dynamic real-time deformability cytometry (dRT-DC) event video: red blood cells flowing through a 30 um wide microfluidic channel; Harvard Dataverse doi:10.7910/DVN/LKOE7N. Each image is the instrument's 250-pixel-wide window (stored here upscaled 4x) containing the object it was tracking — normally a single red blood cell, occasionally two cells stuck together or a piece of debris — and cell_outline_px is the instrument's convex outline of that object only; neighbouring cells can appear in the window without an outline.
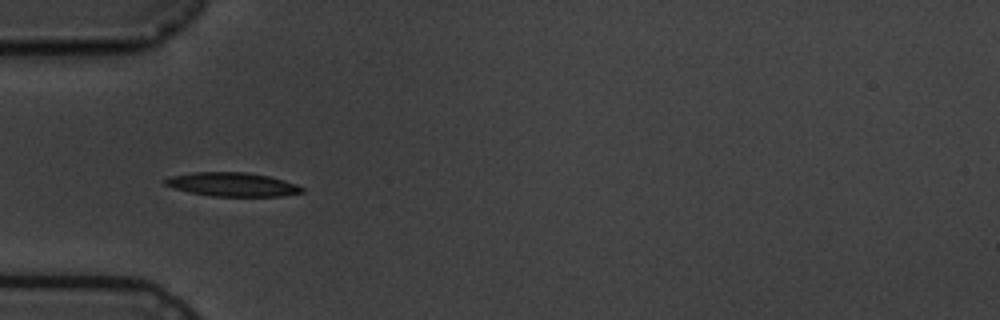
{"species": "common noctule bat (a hibernating species)", "species_latin": "Nyctalus noctula", "temperature_condition": "cold", "stored_images_in_passage": 6, "camera_frame_rate_fps": 3000, "um_per_image_px": 0.085, "animal": {"sex": "male", "body_mass_g": 19.5, "forearm_length_mm": 54.6}, "frame": {"image": 1, "passage_image": 5, "time_ms": 4.667, "image_size_px": [1000, 320], "cell_outline_px": [[304, 192], [280, 196], [212, 196], [188, 192], [172, 188], [164, 184], [164, 180], [172, 176], [192, 172], [244, 172], [268, 176], [284, 180], [296, 184], [304, 188]], "centroid_in_image_um": [19.74, 15.68], "position_along_channel_um": 65.3, "area_um2": 18.96}}
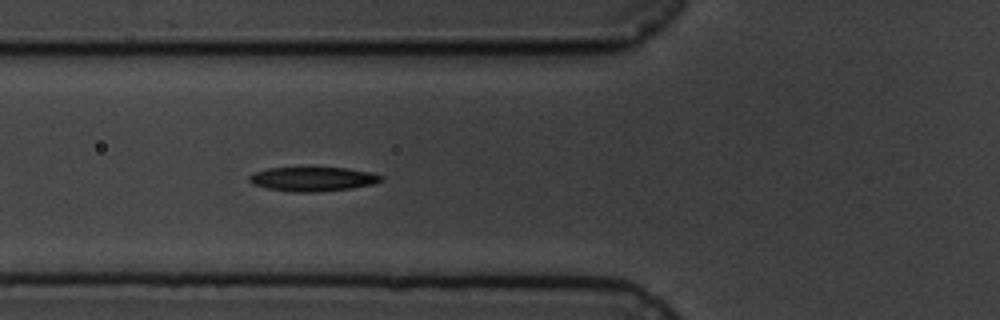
{"frame": {"image": 2, "passage_image": 6, "time_ms": 5.667, "image_size_px": [1000, 320], "cell_outline_px": [[384, 180], [372, 184], [352, 188], [312, 192], [296, 192], [268, 188], [252, 184], [248, 180], [248, 176], [256, 172], [268, 168], [348, 168], [368, 172], [384, 176]], "centroid_in_image_um": [26.6, 15.22], "position_along_channel_um": 99.2, "area_um2": 18.38}}